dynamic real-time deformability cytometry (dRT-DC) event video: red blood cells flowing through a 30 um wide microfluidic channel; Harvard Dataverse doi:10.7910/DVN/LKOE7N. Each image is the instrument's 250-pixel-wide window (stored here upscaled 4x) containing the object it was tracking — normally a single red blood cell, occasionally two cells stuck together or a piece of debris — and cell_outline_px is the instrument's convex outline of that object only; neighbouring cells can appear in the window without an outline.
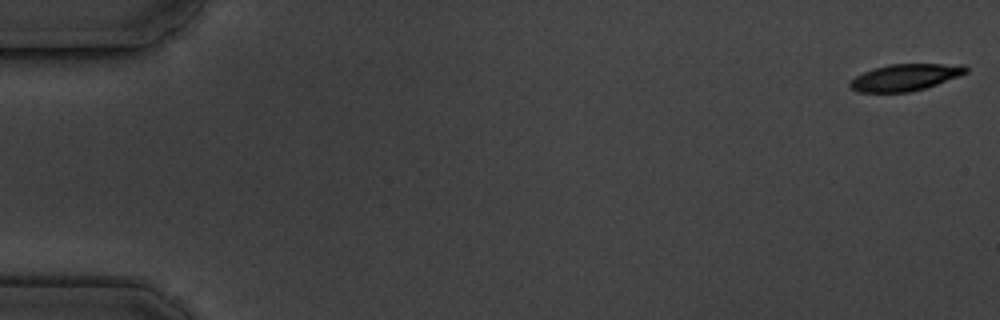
{"species": "common noctule bat (a hibernating species)", "species_latin": "Nyctalus noctula", "temperature_condition": "cold", "stored_images_in_passage": 6, "camera_frame_rate_fps": 3000, "um_per_image_px": 0.085, "animal": {"sex": "male", "body_mass_g": 19.5, "forearm_length_mm": 54.6}, "frame": {"image": 1, "passage_image": 1, "time_ms": 0.0, "image_size_px": [1000, 320], "cell_outline_px": [[968, 72], [960, 76], [924, 88], [908, 92], [860, 92], [852, 88], [848, 84], [856, 76], [872, 68], [888, 64], [964, 64], [968, 68]], "centroid_in_image_um": [76.97, 6.56], "position_along_channel_um": 8.0, "area_um2": 17.98}}
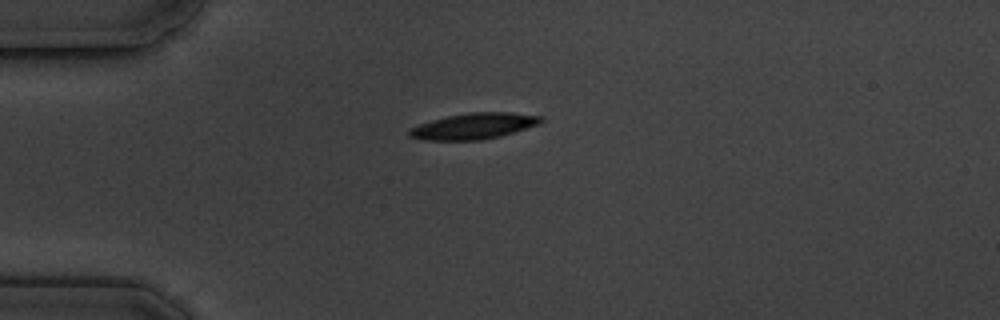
{"frame": {"image": 2, "passage_image": 5, "time_ms": 4.667, "image_size_px": [1000, 320], "cell_outline_px": [[544, 120], [540, 124], [500, 136], [480, 140], [424, 140], [408, 136], [408, 128], [432, 120], [448, 116], [468, 112], [512, 112], [544, 116]], "centroid_in_image_um": [40.29, 10.71], "position_along_channel_um": 44.7, "area_um2": 20.06}}